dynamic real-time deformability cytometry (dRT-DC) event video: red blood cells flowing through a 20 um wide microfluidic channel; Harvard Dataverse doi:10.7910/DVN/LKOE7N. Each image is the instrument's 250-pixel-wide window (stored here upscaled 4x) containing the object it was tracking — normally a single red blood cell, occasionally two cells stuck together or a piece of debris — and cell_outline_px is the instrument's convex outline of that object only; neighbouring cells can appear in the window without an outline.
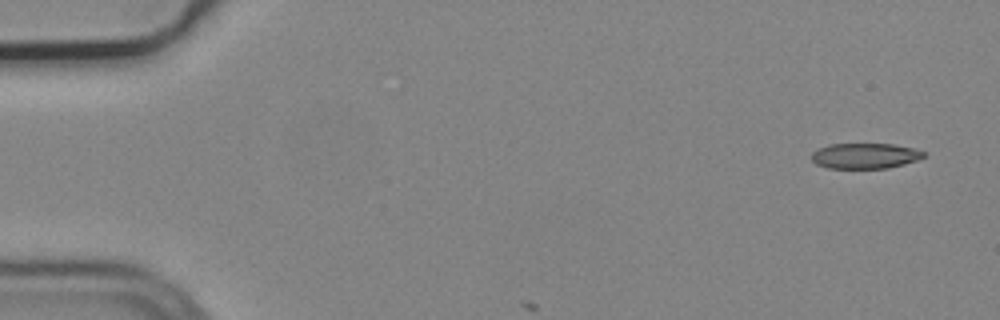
{"species": "common noctule bat (a hibernating species)", "species_latin": "Nyctalus noctula", "temperature_condition": "cold", "stored_images_in_passage": 2, "camera_frame_rate_fps": 3000, "um_per_image_px": 0.085, "animal": {"sex": "male", "body_mass_g": 19.2, "forearm_length_mm": 51.8}, "frame": {"image": 1, "passage_image": 1, "time_ms": 0.0, "image_size_px": [1000, 320], "cell_outline_px": [[924, 156], [916, 160], [904, 164], [888, 168], [828, 168], [816, 164], [812, 160], [812, 152], [820, 148], [832, 144], [892, 144], [912, 148], [924, 152]], "centroid_in_image_um": [73.51, 13.25], "position_along_channel_um": 11.5, "area_um2": 16.42}}